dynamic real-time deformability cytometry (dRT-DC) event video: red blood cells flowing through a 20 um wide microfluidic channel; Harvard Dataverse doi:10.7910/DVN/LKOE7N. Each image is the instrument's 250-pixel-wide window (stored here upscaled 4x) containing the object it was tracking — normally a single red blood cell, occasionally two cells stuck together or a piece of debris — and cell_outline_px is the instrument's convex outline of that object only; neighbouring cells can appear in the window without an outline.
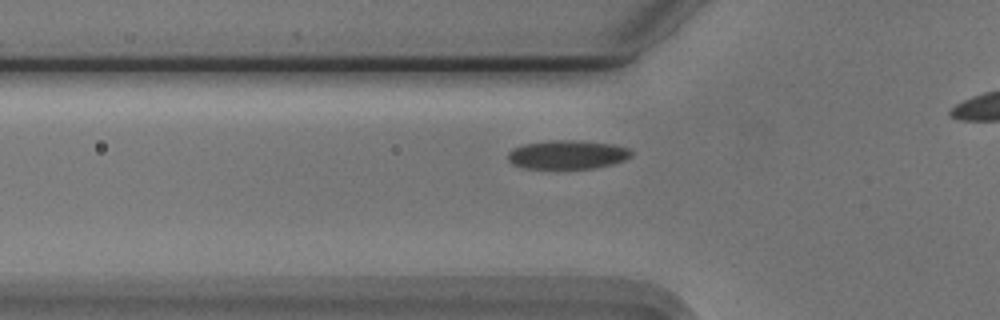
{"species": "Egyptian fruit bat (a non-hibernating species)", "species_latin": "Rousettus aegyptiacus", "temperature_condition": "cold", "stored_images_in_passage": 34, "camera_frame_rate_fps": 3000, "um_per_image_px": 0.085, "animal": {"sex": "male"}, "frame": {"image": 1, "passage_image": 7, "time_ms": 2.0, "image_size_px": [1000, 320], "cell_outline_px": [[632, 156], [624, 160], [612, 164], [596, 168], [520, 168], [512, 164], [508, 160], [508, 152], [512, 148], [524, 144], [552, 140], [572, 140], [612, 144], [628, 148], [632, 152]], "centroid_in_image_um": [48.2, 13.15], "position_along_channel_um": 77.6, "area_um2": 20.69}}
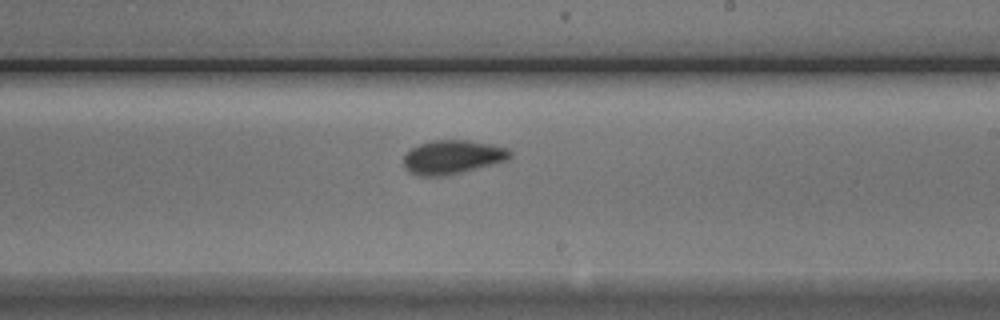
{"frame": {"image": 2, "passage_image": 21, "time_ms": 6.667, "image_size_px": [1000, 320], "cell_outline_px": [[512, 156], [508, 160], [444, 176], [420, 176], [408, 172], [404, 168], [404, 156], [412, 148], [420, 144], [432, 140], [468, 140], [492, 144], [508, 148], [512, 152]], "centroid_in_image_um": [38.47, 13.35], "position_along_channel_um": 250.5, "area_um2": 20.98}}
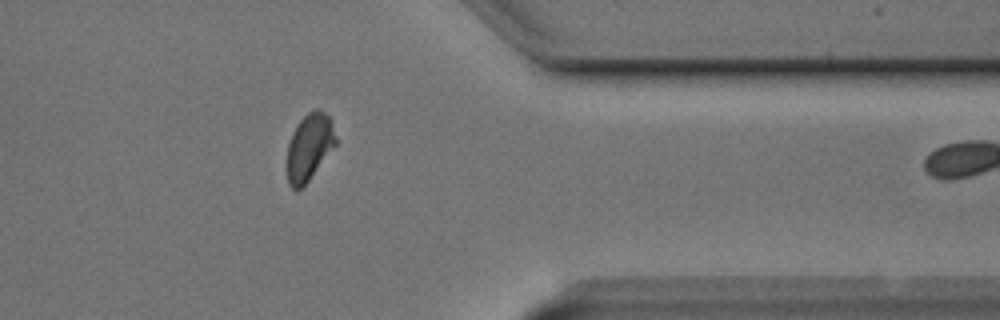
{"frame": {"image": 3, "passage_image": 33, "time_ms": 10.667, "image_size_px": [1000, 320], "cell_outline_px": [[336, 144], [308, 180], [296, 192], [288, 184], [284, 168], [284, 160], [288, 144], [292, 132], [296, 124], [308, 112], [316, 108], [320, 108], [332, 120], [336, 136]], "centroid_in_image_um": [26.22, 12.5], "position_along_channel_um": 385.2, "area_um2": 19.48}}